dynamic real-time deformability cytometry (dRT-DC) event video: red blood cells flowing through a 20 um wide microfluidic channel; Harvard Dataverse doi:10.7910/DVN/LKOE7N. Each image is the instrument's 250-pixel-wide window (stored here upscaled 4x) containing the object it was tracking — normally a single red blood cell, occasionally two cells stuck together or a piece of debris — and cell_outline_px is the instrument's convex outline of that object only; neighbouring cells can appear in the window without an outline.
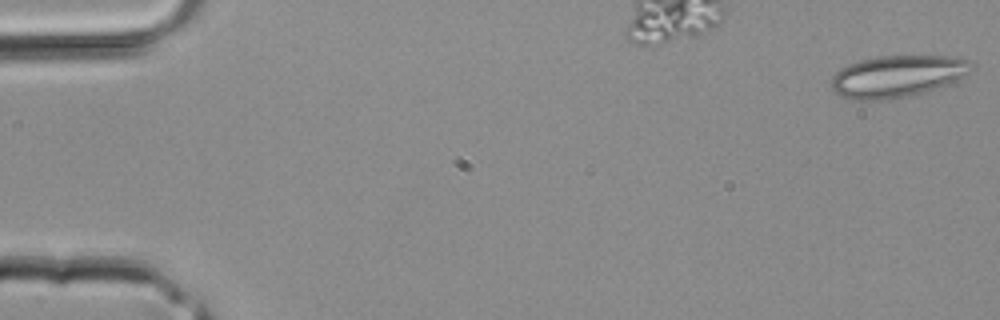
{"species": "common noctule bat (a hibernating species)", "species_latin": "Nyctalus noctula", "temperature_condition": "room temperature", "stored_images_in_passage": 29, "camera_frame_rate_fps": 3000, "um_per_image_px": 0.085, "animal": {"sex": "male", "body_mass_g": 20.4}, "frame": {"image": 1, "passage_image": 1, "time_ms": 0.0, "image_size_px": [1000, 320], "cell_outline_px": [[976, 64], [964, 76], [948, 84], [924, 92], [908, 96], [884, 100], [852, 100], [840, 96], [828, 84], [832, 76], [840, 68], [848, 64], [860, 60], [876, 56], [944, 56], [968, 60]], "centroid_in_image_um": [76.22, 6.49], "position_along_channel_um": 8.8, "area_um2": 34.33}}
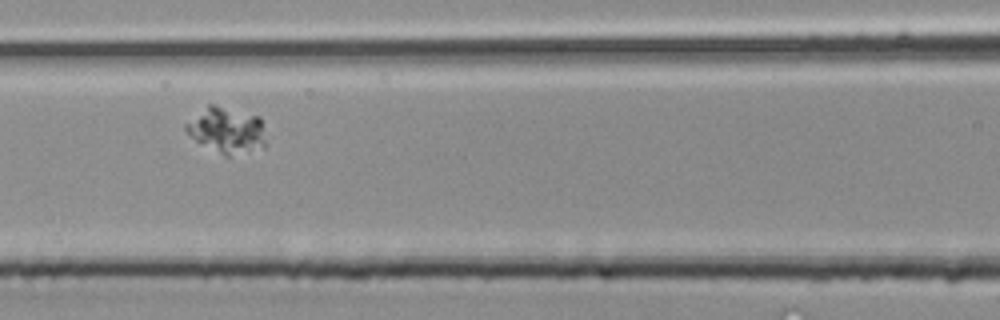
{"frame": {"image": 2, "passage_image": 12, "time_ms": 3.667, "image_size_px": [1000, 320], "cell_outline_px": [[268, 144], [264, 148], [228, 156], [224, 156], [196, 140], [184, 128], [184, 124], [208, 104], [212, 104], [260, 116]], "centroid_in_image_um": [19.32, 11.07], "position_along_channel_um": 147.3, "area_um2": 21.39}}
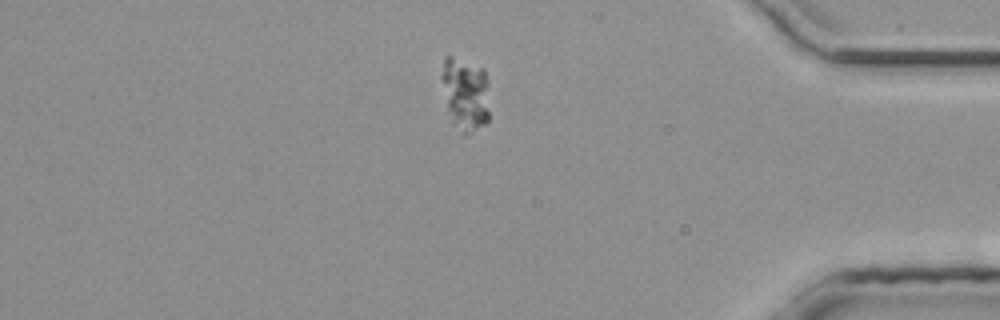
{"frame": {"image": 3, "passage_image": 28, "time_ms": 9.0, "image_size_px": [1000, 320], "cell_outline_px": [[488, 120], [484, 124], [464, 136], [460, 136], [452, 124], [440, 76], [444, 56], [452, 56], [484, 68], [488, 80]], "centroid_in_image_um": [39.54, 7.99], "position_along_channel_um": 395.7, "area_um2": 20.81}}